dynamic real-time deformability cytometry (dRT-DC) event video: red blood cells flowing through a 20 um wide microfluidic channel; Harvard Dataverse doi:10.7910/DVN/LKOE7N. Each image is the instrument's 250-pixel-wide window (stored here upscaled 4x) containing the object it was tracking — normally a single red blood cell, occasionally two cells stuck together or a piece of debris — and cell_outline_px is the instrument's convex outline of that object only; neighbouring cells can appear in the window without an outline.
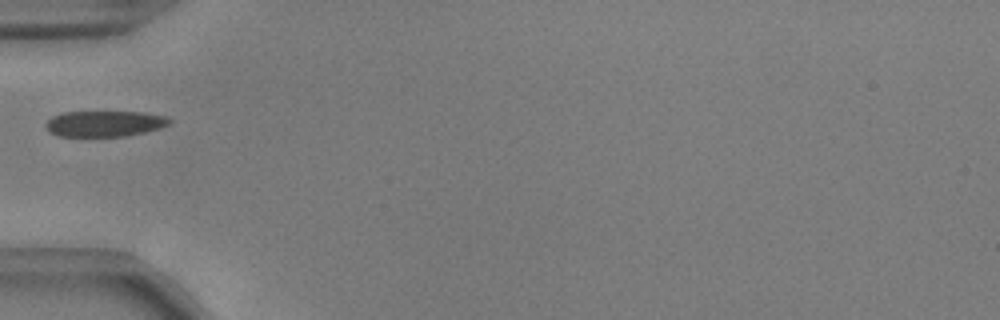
{"species": "common noctule bat (a hibernating species)", "species_latin": "Nyctalus noctula", "temperature_condition": "warm", "stored_images_in_passage": 37, "camera_frame_rate_fps": 3000, "um_per_image_px": 0.085, "animal": {"sex": "male", "body_mass_g": 17.9, "forearm_length_mm": 54.2}, "frame": {"image": 1, "passage_image": 1, "time_ms": 0.0, "image_size_px": [1000, 320], "cell_outline_px": [[172, 124], [160, 128], [128, 136], [60, 136], [48, 132], [44, 128], [44, 124], [52, 116], [64, 112], [144, 112], [168, 116], [172, 120]], "centroid_in_image_um": [8.91, 10.51], "position_along_channel_um": 76.1, "area_um2": 18.9}}
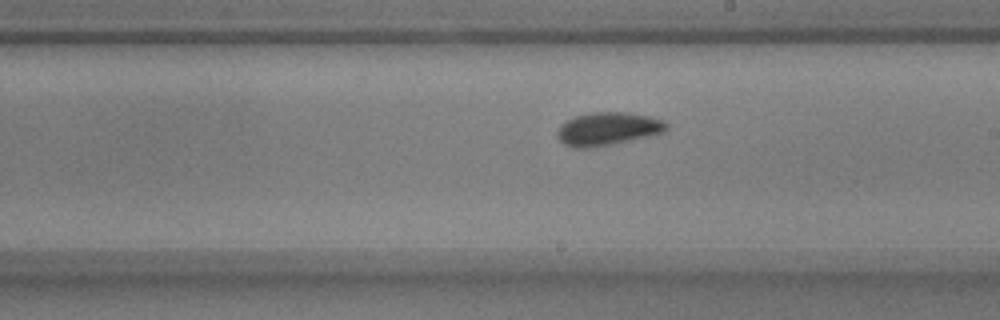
{"frame": {"image": 2, "passage_image": 14, "time_ms": 4.333, "image_size_px": [1000, 320], "cell_outline_px": [[668, 128], [664, 132], [652, 136], [588, 148], [572, 148], [564, 144], [556, 136], [556, 132], [560, 124], [564, 120], [588, 112], [628, 112], [652, 116], [664, 120], [668, 124]], "centroid_in_image_um": [51.66, 10.94], "position_along_channel_um": 237.3, "area_um2": 21.44}}
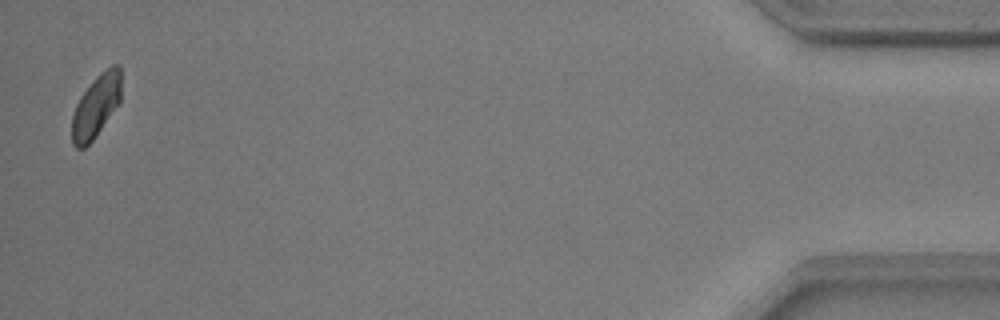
{"frame": {"image": 3, "passage_image": 36, "time_ms": 11.667, "image_size_px": [1000, 320], "cell_outline_px": [[120, 100], [92, 140], [84, 148], [76, 148], [72, 144], [72, 116], [76, 104], [80, 96], [96, 76], [100, 72], [112, 64], [120, 64]], "centroid_in_image_um": [8.14, 8.98], "position_along_channel_um": 427.1, "area_um2": 17.63}}